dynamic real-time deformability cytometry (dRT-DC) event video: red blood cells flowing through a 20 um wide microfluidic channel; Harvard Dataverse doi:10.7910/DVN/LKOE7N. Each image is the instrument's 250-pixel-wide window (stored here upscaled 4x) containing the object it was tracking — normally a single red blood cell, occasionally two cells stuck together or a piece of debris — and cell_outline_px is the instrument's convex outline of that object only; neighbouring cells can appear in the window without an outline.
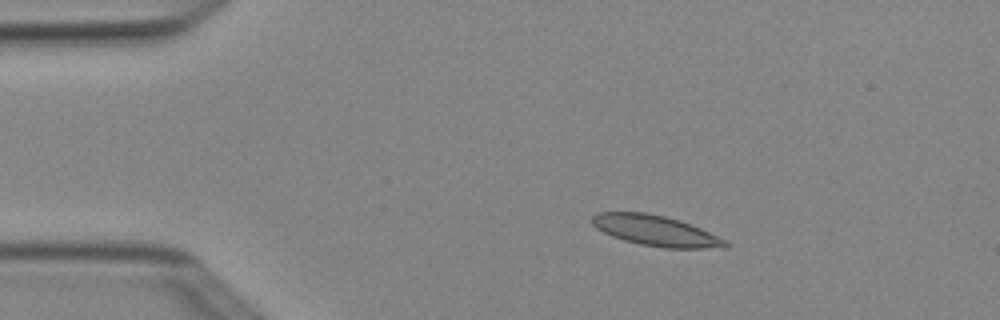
{"species": "Egyptian fruit bat (a non-hibernating species)", "species_latin": "Rousettus aegyptiacus", "temperature_condition": "cold", "stored_images_in_passage": 4, "camera_frame_rate_fps": 3000, "um_per_image_px": 0.085, "animal": {"sex": "female"}, "frame": {"image": 1, "passage_image": 2, "time_ms": 0.333, "image_size_px": [1000, 320], "cell_outline_px": [[728, 244], [724, 248], [664, 248], [640, 244], [624, 240], [612, 236], [596, 228], [592, 224], [592, 216], [600, 212], [644, 212], [664, 216], [680, 220], [692, 224], [728, 240]], "centroid_in_image_um": [55.77, 19.61], "position_along_channel_um": 29.2, "area_um2": 23.76}}
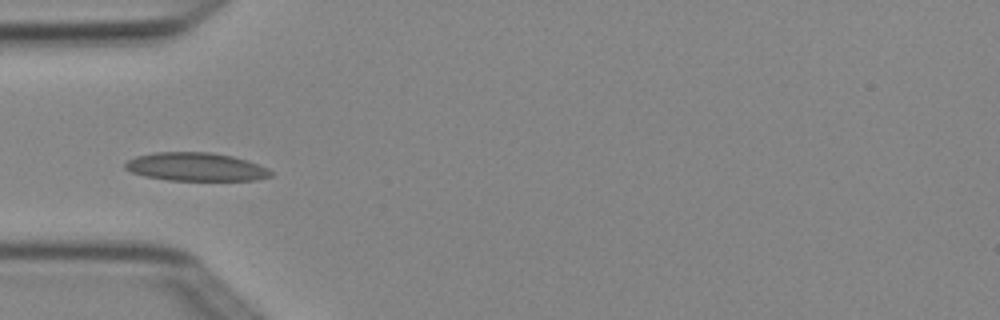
{"frame": {"image": 2, "passage_image": 4, "time_ms": 1.0, "image_size_px": [1000, 320], "cell_outline_px": [[272, 176], [256, 180], [168, 180], [144, 176], [132, 172], [124, 168], [124, 164], [128, 160], [136, 156], [156, 152], [212, 152], [232, 156], [248, 160], [268, 168], [272, 172]], "centroid_in_image_um": [16.66, 14.18], "position_along_channel_um": 68.3, "area_um2": 24.1}}